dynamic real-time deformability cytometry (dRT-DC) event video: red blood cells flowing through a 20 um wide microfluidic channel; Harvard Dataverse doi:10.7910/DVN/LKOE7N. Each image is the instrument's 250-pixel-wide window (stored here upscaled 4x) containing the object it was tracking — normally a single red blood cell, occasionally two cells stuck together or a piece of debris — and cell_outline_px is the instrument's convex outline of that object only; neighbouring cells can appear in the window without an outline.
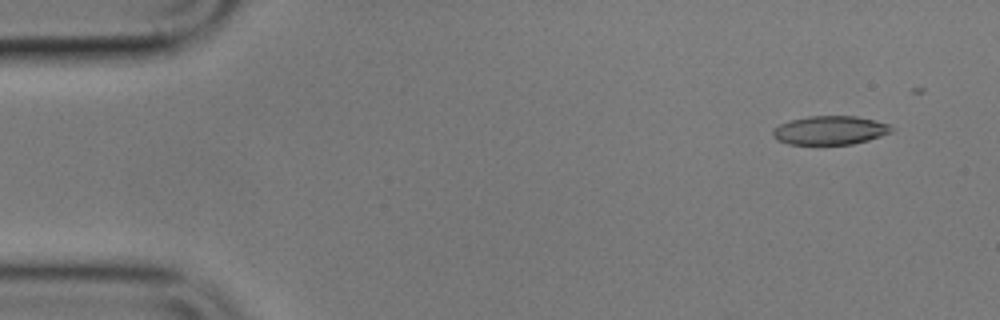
{"species": "common noctule bat (a hibernating species)", "species_latin": "Nyctalus noctula", "temperature_condition": "cold", "stored_images_in_passage": 3, "camera_frame_rate_fps": 3000, "um_per_image_px": 0.085, "animal": {"sex": "male", "body_mass_g": 17.9}, "frame": {"image": 1, "passage_image": 1, "time_ms": 0.0, "image_size_px": [1000, 320], "cell_outline_px": [[892, 132], [868, 140], [852, 144], [788, 144], [776, 140], [772, 136], [772, 128], [780, 124], [792, 120], [808, 116], [856, 116], [888, 124], [892, 128]], "centroid_in_image_um": [70.5, 11.08], "position_along_channel_um": 14.5, "area_um2": 19.77}}